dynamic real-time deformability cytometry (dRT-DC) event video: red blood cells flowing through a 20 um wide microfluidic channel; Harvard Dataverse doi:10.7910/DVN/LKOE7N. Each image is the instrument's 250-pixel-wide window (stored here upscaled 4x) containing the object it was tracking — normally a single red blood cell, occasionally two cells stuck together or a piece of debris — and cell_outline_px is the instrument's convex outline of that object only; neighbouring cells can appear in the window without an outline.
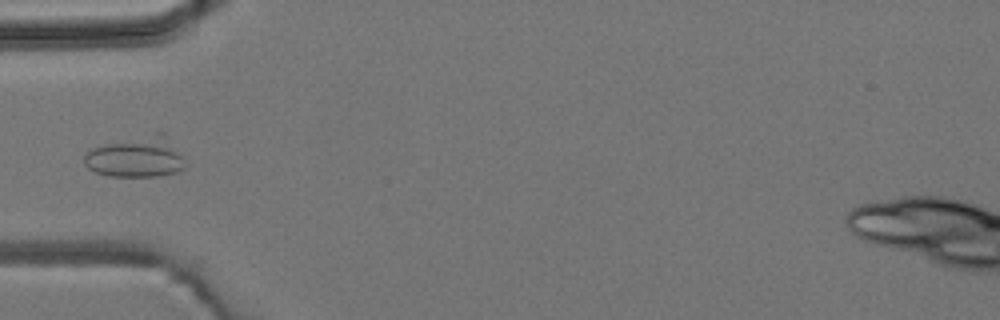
{"species": "common noctule bat (a hibernating species)", "species_latin": "Nyctalus noctula", "temperature_condition": "room temperature", "stored_images_in_passage": 3, "camera_frame_rate_fps": 3000, "um_per_image_px": 0.085, "animal": {"sex": "male", "body_mass_g": 19.2, "forearm_length_mm": 51.8}, "frame": {"image": 1, "passage_image": 3, "time_ms": 3.333, "image_size_px": [1000, 320], "cell_outline_px": [[184, 168], [176, 172], [160, 176], [108, 176], [96, 172], [88, 168], [84, 164], [84, 152], [92, 148], [104, 144], [156, 132], [164, 132], [180, 156], [184, 164]], "centroid_in_image_um": [11.52, 13.35], "position_along_channel_um": 73.5, "area_um2": 23.7}}